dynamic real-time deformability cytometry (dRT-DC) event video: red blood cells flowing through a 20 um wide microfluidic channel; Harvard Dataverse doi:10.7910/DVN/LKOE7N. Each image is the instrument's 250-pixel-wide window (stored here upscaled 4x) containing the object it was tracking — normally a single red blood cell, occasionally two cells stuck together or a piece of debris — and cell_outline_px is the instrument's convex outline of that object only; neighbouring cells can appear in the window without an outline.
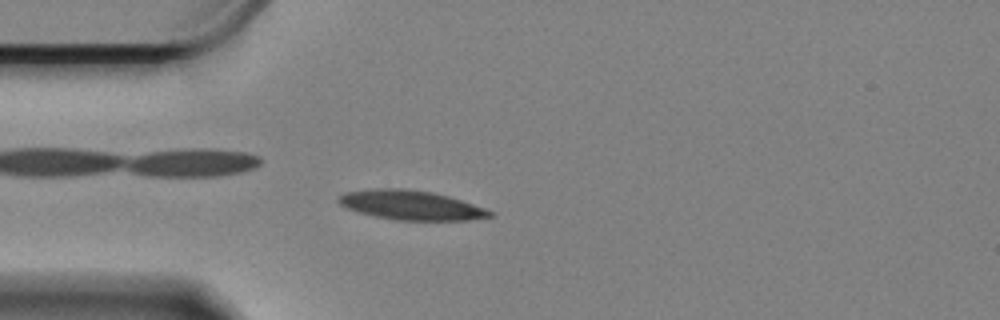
{"species": "Egyptian fruit bat (a non-hibernating species)", "species_latin": "Rousettus aegyptiacus", "temperature_condition": "cold", "stored_images_in_passage": 53, "camera_frame_rate_fps": 3000, "um_per_image_px": 0.085, "animal": {"sex": "female"}, "frame": {"image": 1, "passage_image": 14, "time_ms": 4.333, "image_size_px": [1000, 320], "cell_outline_px": [[496, 216], [468, 220], [396, 220], [356, 212], [344, 208], [336, 200], [344, 192], [376, 188], [400, 188], [432, 192], [448, 196], [496, 212]], "centroid_in_image_um": [34.92, 17.44], "position_along_channel_um": 50.1, "area_um2": 26.01}}
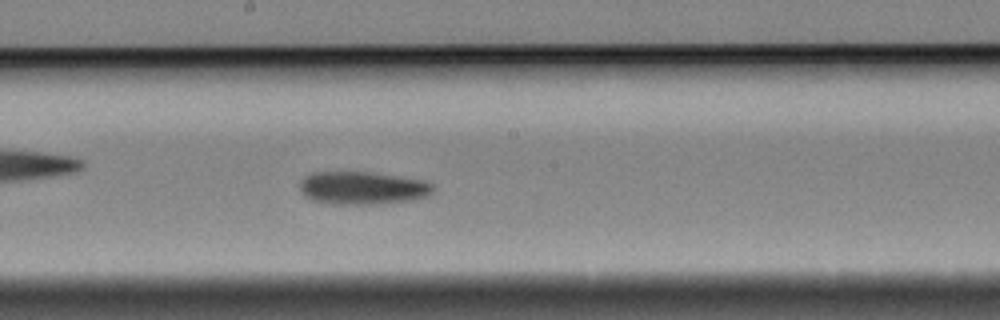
{"frame": {"image": 2, "passage_image": 30, "time_ms": 9.667, "image_size_px": [1000, 320], "cell_outline_px": [[436, 188], [428, 196], [412, 200], [384, 204], [332, 204], [312, 200], [304, 196], [300, 192], [300, 180], [304, 176], [312, 172], [368, 172], [420, 180], [432, 184]], "centroid_in_image_um": [30.78, 15.99], "position_along_channel_um": 217.4, "area_um2": 25.66}}
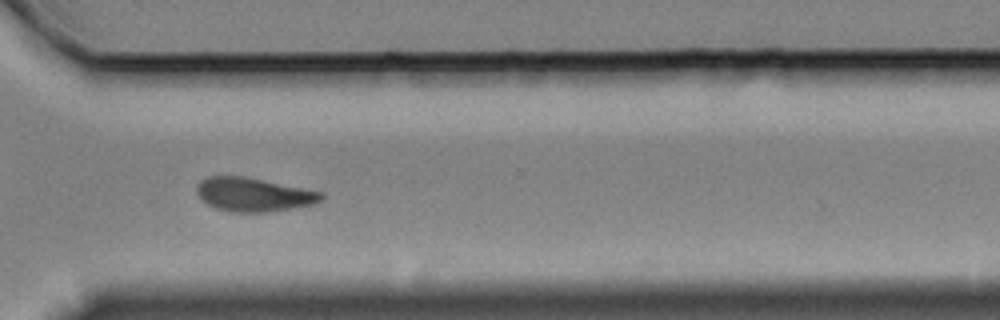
{"frame": {"image": 3, "passage_image": 42, "time_ms": 13.667, "image_size_px": [1000, 320], "cell_outline_px": [[324, 200], [312, 204], [292, 208], [268, 212], [232, 212], [216, 208], [200, 200], [196, 192], [196, 188], [200, 180], [208, 176], [244, 176], [324, 192]], "centroid_in_image_um": [21.54, 16.53], "position_along_channel_um": 349.1, "area_um2": 24.62}}